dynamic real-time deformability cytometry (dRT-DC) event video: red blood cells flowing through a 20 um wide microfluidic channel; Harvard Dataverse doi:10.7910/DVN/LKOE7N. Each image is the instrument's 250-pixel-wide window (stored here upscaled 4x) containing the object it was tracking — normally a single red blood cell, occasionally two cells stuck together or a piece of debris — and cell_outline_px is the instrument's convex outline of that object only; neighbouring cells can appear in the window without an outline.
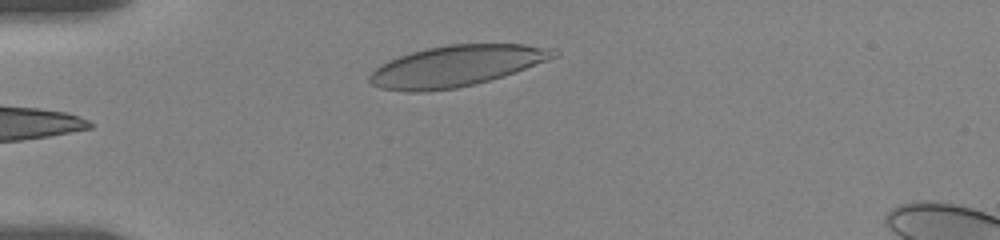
{"species": "human", "species_latin": "Homo sapiens", "temperature_condition": "room temperature", "stored_images_in_passage": 30, "camera_frame_rate_fps": 3000, "um_per_image_px": 0.085, "donor": {"sex": "female"}, "frame": {"image": 1, "passage_image": 1, "time_ms": 0.0, "image_size_px": [1000, 240], "cell_outline_px": [[560, 56], [488, 80], [456, 88], [428, 92], [404, 92], [380, 88], [372, 84], [368, 80], [368, 76], [380, 64], [400, 56], [412, 52], [428, 48], [448, 44], [524, 44], [556, 48], [560, 52]], "centroid_in_image_um": [38.78, 5.6], "position_along_channel_um": 46.2, "area_um2": 43.81}}
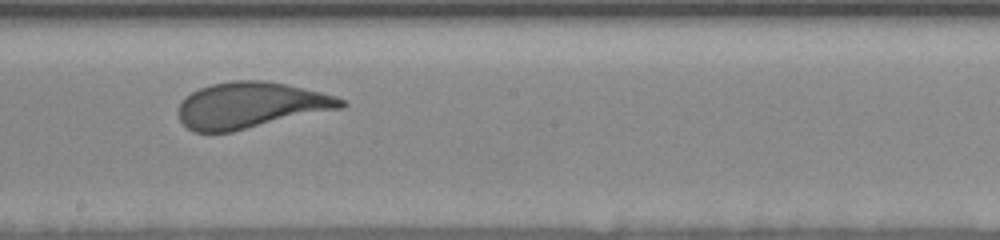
{"frame": {"image": 2, "passage_image": 16, "time_ms": 5.667, "image_size_px": [1000, 240], "cell_outline_px": [[348, 104], [340, 108], [232, 132], [192, 132], [180, 120], [180, 104], [192, 92], [200, 88], [212, 84], [232, 80], [264, 80], [284, 84], [320, 92], [336, 96], [348, 100]], "centroid_in_image_um": [21.33, 8.95], "position_along_channel_um": 226.9, "area_um2": 43.23}}
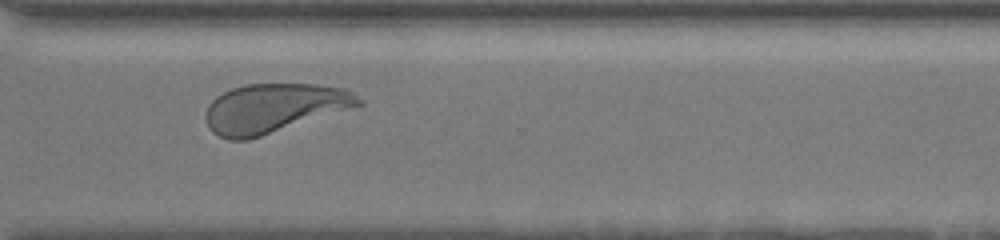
{"frame": {"image": 3, "passage_image": 26, "time_ms": 9.0, "image_size_px": [1000, 240], "cell_outline_px": [[364, 104], [248, 140], [228, 140], [212, 132], [208, 128], [204, 116], [208, 104], [216, 96], [232, 88], [244, 84], [316, 84], [344, 88], [352, 92], [364, 100]], "centroid_in_image_um": [23.25, 9.19], "position_along_channel_um": 347.4, "area_um2": 43.81}, "authors_computed_cell_mechanics": {"area_um2": 43.8413, "velocity_mm_per_s": 3.6155, "shape_relaxation_time_tau1_ms": 2.9091, "shape_relaxation_time_tau2_ms": null, "deformation_change_tau1": 0.1447, "deformation_change_tau2": null}}